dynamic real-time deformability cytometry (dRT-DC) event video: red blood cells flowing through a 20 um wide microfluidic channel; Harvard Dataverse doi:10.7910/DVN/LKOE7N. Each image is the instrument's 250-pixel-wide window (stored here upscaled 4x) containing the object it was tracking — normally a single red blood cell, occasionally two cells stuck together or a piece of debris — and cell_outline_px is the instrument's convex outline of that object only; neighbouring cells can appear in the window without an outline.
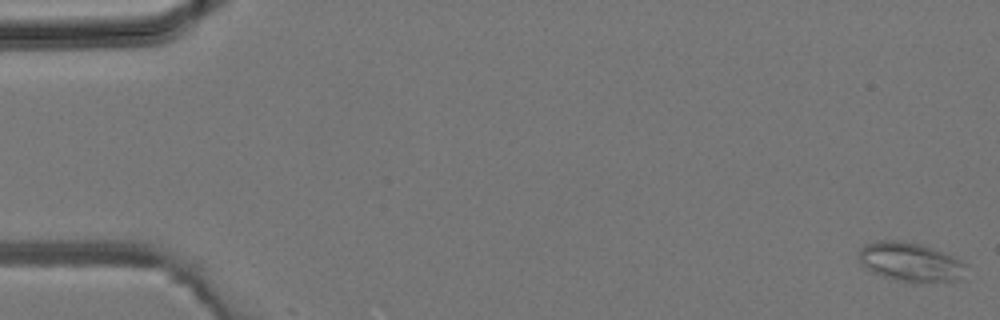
{"species": "common noctule bat (a hibernating species)", "species_latin": "Nyctalus noctula", "temperature_condition": "room temperature", "stored_images_in_passage": 4, "camera_frame_rate_fps": 3000, "um_per_image_px": 0.085, "animal": {"sex": "male", "body_mass_g": 19.2, "forearm_length_mm": 51.8}, "frame": {"image": 1, "passage_image": 1, "time_ms": 0.0, "image_size_px": [1000, 320], "cell_outline_px": [[968, 264], [952, 280], [912, 284], [884, 276], [868, 268], [860, 260], [860, 248], [868, 244], [880, 240], [896, 240], [920, 244], [952, 256]], "centroid_in_image_um": [77.36, 22.26], "position_along_channel_um": 7.6, "area_um2": 23.52}}